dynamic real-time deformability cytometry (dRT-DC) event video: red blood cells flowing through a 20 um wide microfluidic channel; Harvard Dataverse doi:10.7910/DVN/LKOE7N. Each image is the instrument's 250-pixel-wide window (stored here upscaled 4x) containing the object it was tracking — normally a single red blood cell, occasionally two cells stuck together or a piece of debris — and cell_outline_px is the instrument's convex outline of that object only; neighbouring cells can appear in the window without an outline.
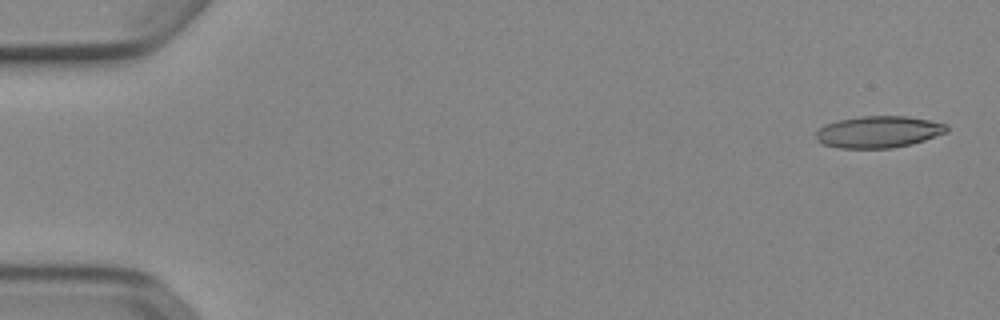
{"species": "Egyptian fruit bat (a non-hibernating species)", "species_latin": "Rousettus aegyptiacus", "temperature_condition": "cold", "stored_images_in_passage": 21, "camera_frame_rate_fps": 3000, "um_per_image_px": 0.085, "animal": {"sex": "female"}, "frame": {"image": 1, "passage_image": 2, "time_ms": 0.333, "image_size_px": [1000, 320], "cell_outline_px": [[948, 132], [912, 144], [892, 148], [840, 148], [824, 144], [816, 136], [816, 128], [824, 124], [836, 120], [860, 116], [908, 116], [948, 124]], "centroid_in_image_um": [74.68, 11.2], "position_along_channel_um": 10.3, "area_um2": 24.33}}
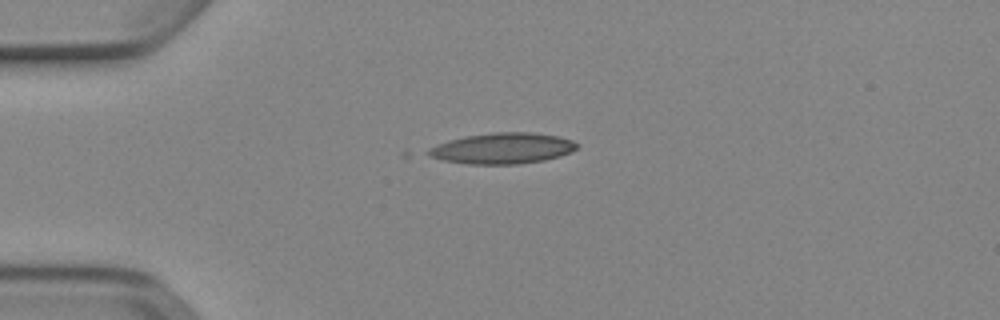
{"frame": {"image": 2, "passage_image": 13, "time_ms": 4.0, "image_size_px": [1000, 320], "cell_outline_px": [[580, 144], [576, 148], [560, 156], [544, 160], [520, 164], [468, 164], [444, 160], [432, 156], [424, 152], [428, 148], [436, 144], [448, 140], [464, 136], [492, 132], [528, 132], [556, 136], [572, 140]], "centroid_in_image_um": [42.68, 12.6], "position_along_channel_um": 42.3, "area_um2": 26.7}}
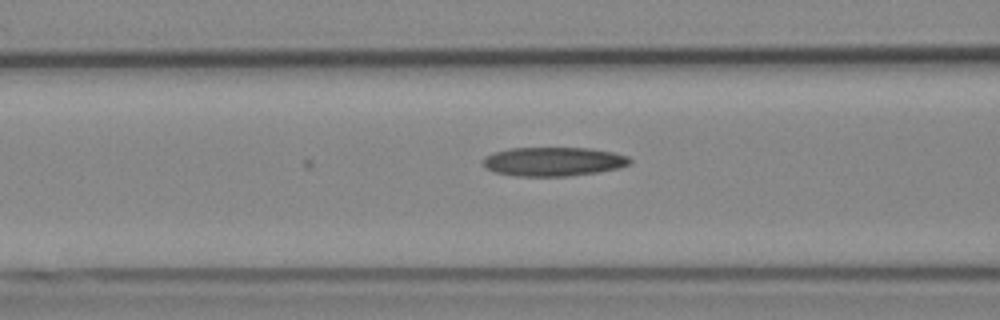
{"frame": {"image": 3, "passage_image": 21, "time_ms": 6.667, "image_size_px": [1000, 320], "cell_outline_px": [[632, 164], [620, 168], [596, 172], [568, 176], [516, 176], [496, 172], [484, 168], [480, 164], [484, 156], [492, 152], [508, 148], [592, 148], [612, 152], [628, 156], [632, 160]], "centroid_in_image_um": [47.01, 13.73], "position_along_channel_um": 119.6, "area_um2": 25.14}}